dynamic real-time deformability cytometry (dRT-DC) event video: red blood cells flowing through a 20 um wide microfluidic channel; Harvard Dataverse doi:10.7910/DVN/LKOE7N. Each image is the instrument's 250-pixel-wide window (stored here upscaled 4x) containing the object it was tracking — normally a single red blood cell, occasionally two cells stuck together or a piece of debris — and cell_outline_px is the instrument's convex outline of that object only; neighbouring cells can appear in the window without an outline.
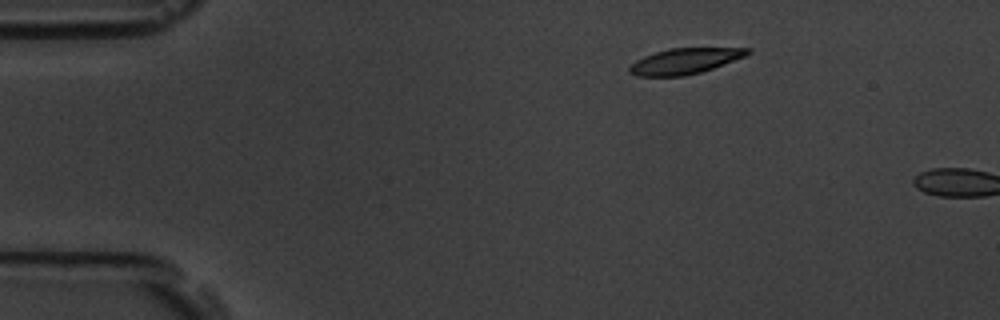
{"species": "common noctule bat (a hibernating species)", "species_latin": "Nyctalus noctula", "temperature_condition": "room temperature", "stored_images_in_passage": 2, "camera_frame_rate_fps": 3000, "um_per_image_px": 0.085, "animal": {"sex": "male", "body_mass_g": 19.5, "forearm_length_mm": 54.6}, "frame": {"image": 1, "passage_image": 1, "time_ms": 0.0, "image_size_px": [1000, 320], "cell_outline_px": [[752, 52], [744, 56], [712, 68], [700, 72], [684, 76], [636, 76], [628, 72], [628, 68], [636, 60], [644, 56], [668, 48], [752, 48]], "centroid_in_image_um": [58.18, 5.19], "position_along_channel_um": 26.8, "area_um2": 17.51}}